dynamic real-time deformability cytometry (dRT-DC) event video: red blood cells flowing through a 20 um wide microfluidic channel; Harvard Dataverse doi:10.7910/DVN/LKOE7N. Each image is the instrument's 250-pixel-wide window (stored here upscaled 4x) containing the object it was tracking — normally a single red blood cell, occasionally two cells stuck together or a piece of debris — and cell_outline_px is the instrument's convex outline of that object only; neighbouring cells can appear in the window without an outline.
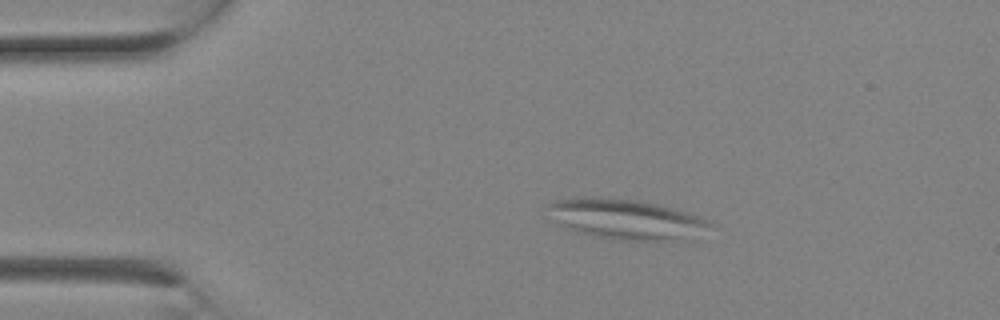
{"species": "Egyptian fruit bat (a non-hibernating species)", "species_latin": "Rousettus aegyptiacus", "temperature_condition": "room temperature", "stored_images_in_passage": 1, "camera_frame_rate_fps": 3000, "um_per_image_px": 0.085, "animal": {"sex": "female"}, "frame": {"image": 1, "passage_image": 1, "time_ms": 0.0, "image_size_px": [1000, 320], "cell_outline_px": [[712, 224], [680, 236], [648, 240], [612, 240], [576, 232], [560, 224], [544, 204], [556, 200], [576, 196], [592, 196], [640, 200], [672, 208], [696, 216]], "centroid_in_image_um": [52.93, 18.56], "position_along_channel_um": 32.1, "area_um2": 36.3}}